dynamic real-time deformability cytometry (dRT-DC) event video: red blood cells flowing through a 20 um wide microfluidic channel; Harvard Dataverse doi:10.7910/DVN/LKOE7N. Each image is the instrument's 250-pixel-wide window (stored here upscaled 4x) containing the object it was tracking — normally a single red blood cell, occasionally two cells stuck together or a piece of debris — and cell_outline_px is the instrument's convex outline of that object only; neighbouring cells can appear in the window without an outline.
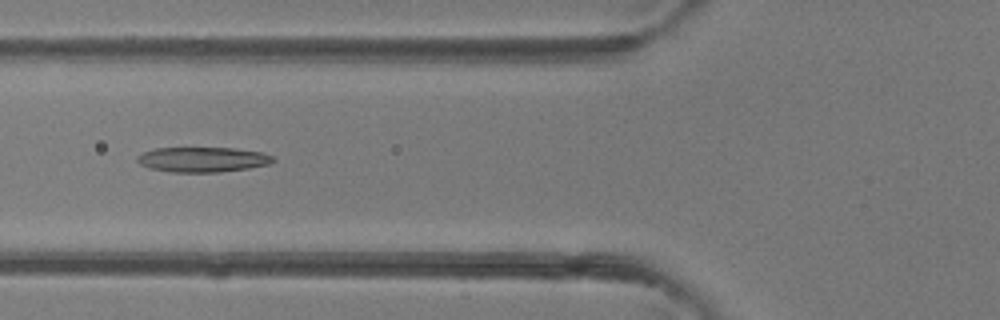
{"species": "common noctule bat (a hibernating species)", "species_latin": "Nyctalus noctula", "temperature_condition": "room temperature", "stored_images_in_passage": 6, "camera_frame_rate_fps": 3000, "um_per_image_px": 0.085, "animal": {"sex": "female"}, "frame": {"image": 1, "passage_image": 6, "time_ms": 5.333, "image_size_px": [1000, 320], "cell_outline_px": [[276, 160], [268, 164], [248, 168], [220, 172], [172, 172], [148, 168], [140, 164], [136, 160], [136, 156], [144, 152], [156, 148], [232, 148], [260, 152], [272, 156]], "centroid_in_image_um": [17.19, 13.56], "position_along_channel_um": 108.6, "area_um2": 19.71}}